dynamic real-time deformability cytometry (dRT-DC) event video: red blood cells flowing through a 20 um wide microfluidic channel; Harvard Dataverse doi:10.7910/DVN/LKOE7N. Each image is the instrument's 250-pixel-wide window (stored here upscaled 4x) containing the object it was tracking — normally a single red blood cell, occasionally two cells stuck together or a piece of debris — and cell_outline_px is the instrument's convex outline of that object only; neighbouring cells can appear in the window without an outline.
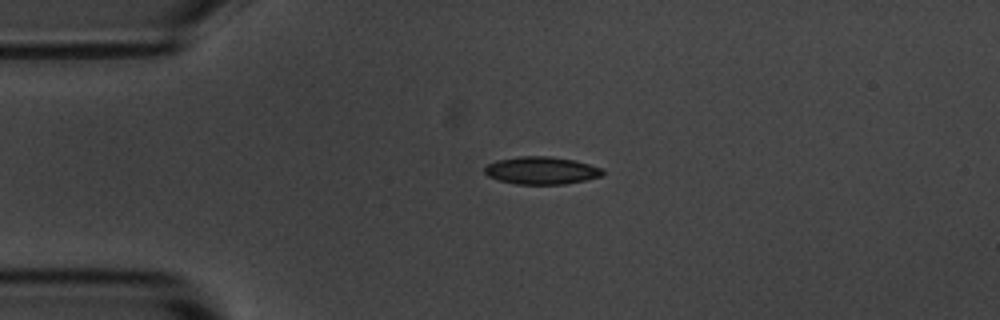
{"species": "common noctule bat (a hibernating species)", "species_latin": "Nyctalus noctula", "temperature_condition": "room temperature", "stored_images_in_passage": 3, "camera_frame_rate_fps": 3000, "um_per_image_px": 0.085, "animal": {"sex": "male", "body_mass_g": 20.1, "forearm_length_mm": 53.5}, "frame": {"image": 1, "passage_image": 1, "time_ms": 0.0, "image_size_px": [1000, 320], "cell_outline_px": [[604, 176], [564, 184], [516, 184], [500, 180], [488, 176], [484, 172], [484, 168], [488, 164], [496, 160], [520, 156], [552, 156], [576, 160], [600, 168], [604, 172]], "centroid_in_image_um": [46.02, 14.48], "position_along_channel_um": 39.0, "area_um2": 18.96}}